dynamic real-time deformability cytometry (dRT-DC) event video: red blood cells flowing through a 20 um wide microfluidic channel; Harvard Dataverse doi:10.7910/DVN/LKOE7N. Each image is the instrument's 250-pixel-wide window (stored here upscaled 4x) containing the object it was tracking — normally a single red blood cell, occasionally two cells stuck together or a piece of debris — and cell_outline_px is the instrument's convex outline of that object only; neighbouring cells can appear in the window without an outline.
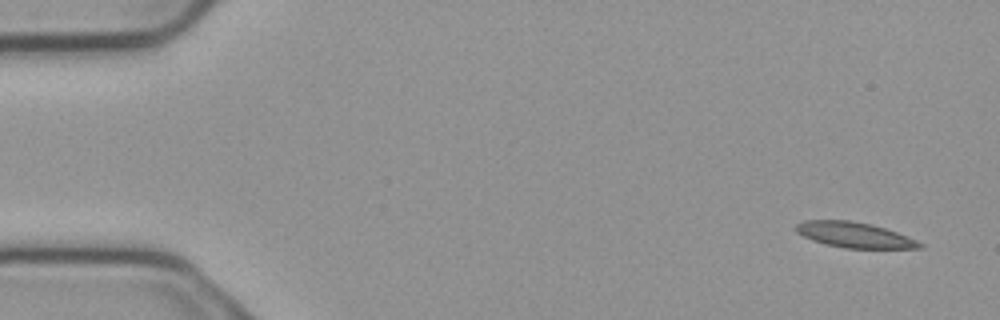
{"species": "common noctule bat (a hibernating species)", "species_latin": "Nyctalus noctula", "temperature_condition": "cold", "stored_images_in_passage": 5, "camera_frame_rate_fps": 3000, "um_per_image_px": 0.085, "animal": {"sex": "male", "body_mass_g": 23.1, "forearm_length_mm": 52.7}, "frame": {"image": 1, "passage_image": 1, "time_ms": 0.0, "image_size_px": [1000, 320], "cell_outline_px": [[924, 248], [844, 248], [824, 244], [812, 240], [796, 232], [796, 224], [804, 220], [848, 220], [872, 224], [896, 232], [916, 240], [924, 244]], "centroid_in_image_um": [72.61, 19.97], "position_along_channel_um": 12.4, "area_um2": 18.26}}